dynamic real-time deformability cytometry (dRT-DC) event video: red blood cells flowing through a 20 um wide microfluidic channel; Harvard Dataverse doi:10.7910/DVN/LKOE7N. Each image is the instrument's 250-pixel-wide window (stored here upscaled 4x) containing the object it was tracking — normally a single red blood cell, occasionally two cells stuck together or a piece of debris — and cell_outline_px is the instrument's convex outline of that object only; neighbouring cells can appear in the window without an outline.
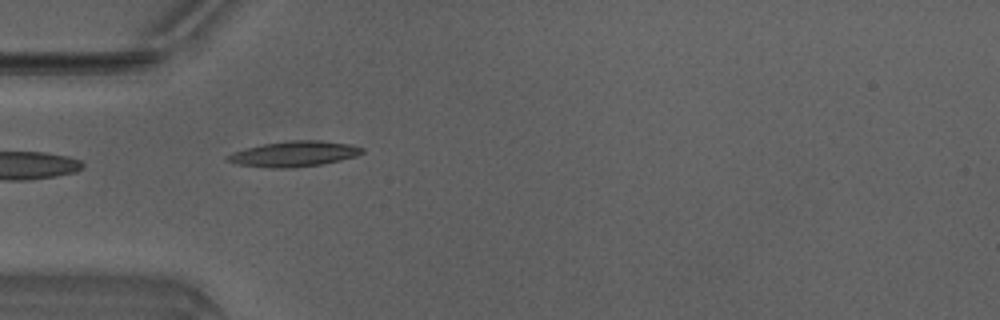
{"species": "Egyptian fruit bat (a non-hibernating species)", "species_latin": "Rousettus aegyptiacus", "temperature_condition": "warm", "stored_images_in_passage": 3, "camera_frame_rate_fps": 3000, "um_per_image_px": 0.085, "animal": {"sex": "male"}, "frame": {"image": 1, "passage_image": 1, "time_ms": 0.0, "image_size_px": [1000, 320], "cell_outline_px": [[364, 152], [356, 156], [340, 160], [320, 164], [288, 168], [272, 168], [240, 164], [224, 160], [232, 152], [264, 144], [288, 140], [320, 140], [352, 144], [364, 148]], "centroid_in_image_um": [25.04, 13.07], "position_along_channel_um": 60.0, "area_um2": 19.77}}